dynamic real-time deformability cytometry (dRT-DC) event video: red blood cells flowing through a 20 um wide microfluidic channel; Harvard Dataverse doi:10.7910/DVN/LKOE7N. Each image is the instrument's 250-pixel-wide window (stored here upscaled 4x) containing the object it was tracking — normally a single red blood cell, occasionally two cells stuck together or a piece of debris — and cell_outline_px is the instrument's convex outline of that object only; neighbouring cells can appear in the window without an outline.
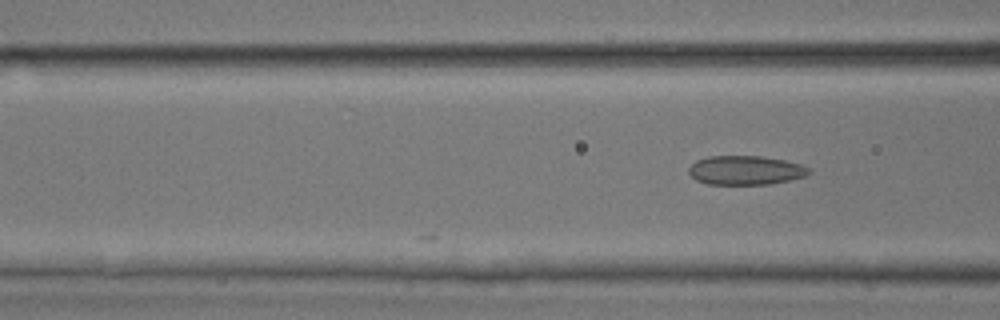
{"species": "common noctule bat (a hibernating species)", "species_latin": "Nyctalus noctula", "temperature_condition": "room temperature", "stored_images_in_passage": 5, "camera_frame_rate_fps": 3000, "um_per_image_px": 0.085, "animal": {"sex": "male", "body_mass_g": 17.9, "forearm_length_mm": 54.2}, "frame": {"image": 1, "passage_image": 5, "time_ms": 1.333, "image_size_px": [1000, 320], "cell_outline_px": [[812, 172], [804, 176], [788, 180], [768, 184], [708, 184], [696, 180], [688, 172], [688, 168], [696, 160], [708, 156], [760, 156], [784, 160], [800, 164], [808, 168]], "centroid_in_image_um": [63.34, 14.46], "position_along_channel_um": 103.3, "area_um2": 20.23}}